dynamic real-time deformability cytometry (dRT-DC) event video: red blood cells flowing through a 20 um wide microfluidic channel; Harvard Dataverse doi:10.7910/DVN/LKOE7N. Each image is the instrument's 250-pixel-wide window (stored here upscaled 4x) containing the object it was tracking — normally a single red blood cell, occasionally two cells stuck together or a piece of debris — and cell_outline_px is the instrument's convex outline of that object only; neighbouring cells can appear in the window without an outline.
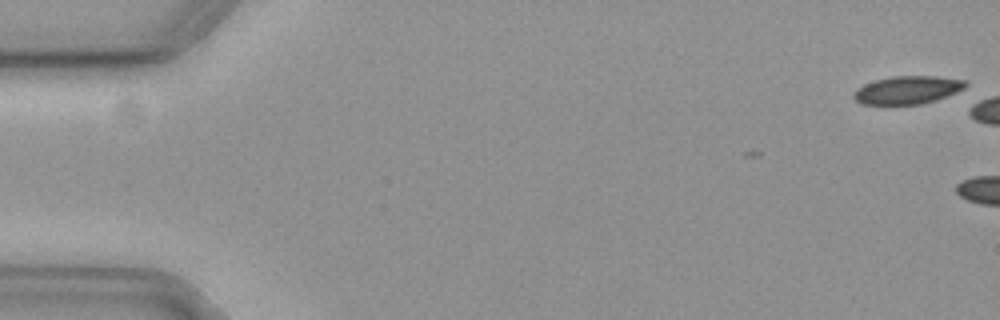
{"species": "common noctule bat (a hibernating species)", "species_latin": "Nyctalus noctula", "temperature_condition": "cold", "stored_images_in_passage": 5, "camera_frame_rate_fps": 3000, "um_per_image_px": 0.085, "animal": {"sex": "female", "body_mass_g": 19.3, "forearm_length_mm": 54.1}, "frame": {"image": 1, "passage_image": 1, "time_ms": 0.0, "image_size_px": [1000, 320], "cell_outline_px": [[968, 84], [964, 88], [956, 92], [936, 100], [920, 104], [860, 104], [852, 96], [852, 92], [856, 88], [864, 84], [876, 80], [892, 76], [936, 76], [968, 80]], "centroid_in_image_um": [77.13, 7.64], "position_along_channel_um": 7.9, "area_um2": 18.32}}